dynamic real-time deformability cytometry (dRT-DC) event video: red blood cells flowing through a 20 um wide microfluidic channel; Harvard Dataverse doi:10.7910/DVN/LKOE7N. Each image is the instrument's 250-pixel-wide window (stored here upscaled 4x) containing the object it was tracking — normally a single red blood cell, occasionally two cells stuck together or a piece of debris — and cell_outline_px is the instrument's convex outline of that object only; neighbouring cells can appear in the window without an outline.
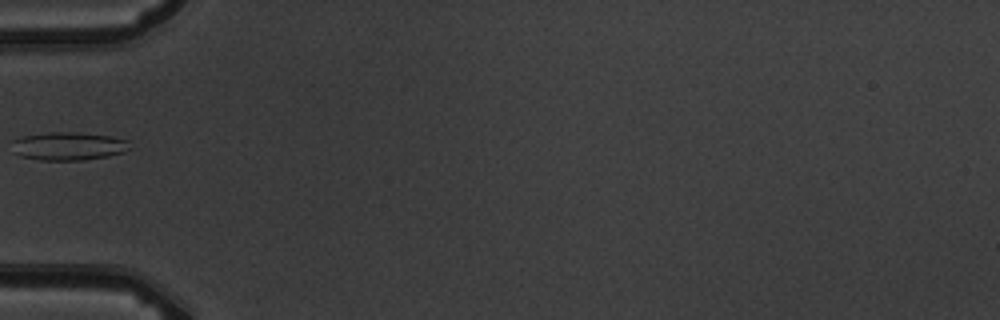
{"species": "common noctule bat (a hibernating species)", "species_latin": "Nyctalus noctula", "temperature_condition": "warm", "stored_images_in_passage": 3, "camera_frame_rate_fps": 3000, "um_per_image_px": 0.085, "animal": {"sex": "male", "body_mass_g": 19.5, "forearm_length_mm": 54.6}, "frame": {"image": 1, "passage_image": 1, "time_ms": 0.0, "image_size_px": [1000, 320], "cell_outline_px": [[128, 148], [124, 152], [108, 156], [84, 160], [40, 160], [20, 156], [12, 152], [12, 140], [20, 136], [48, 132], [72, 132], [108, 136], [128, 140]], "centroid_in_image_um": [5.74, 12.42], "position_along_channel_um": 79.3, "area_um2": 19.36}}
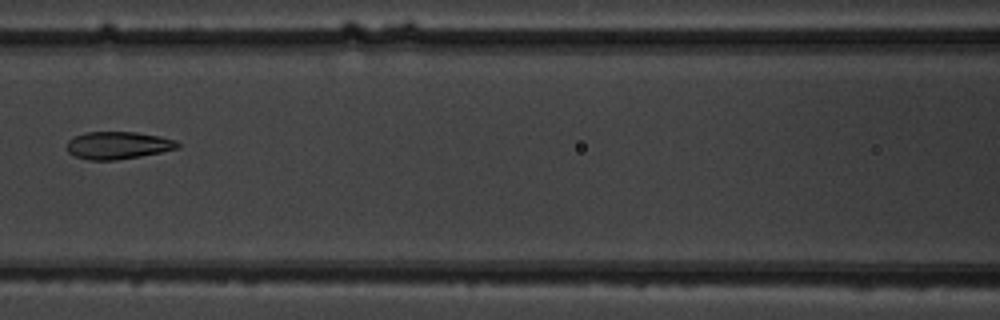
{"frame": {"image": 2, "passage_image": 3, "time_ms": 2.0, "image_size_px": [1000, 320], "cell_outline_px": [[180, 148], [140, 156], [116, 160], [88, 160], [76, 156], [68, 152], [68, 140], [72, 136], [84, 132], [136, 132], [160, 136], [176, 140], [180, 144]], "centroid_in_image_um": [10.03, 12.34], "position_along_channel_um": 156.6, "area_um2": 17.8}}